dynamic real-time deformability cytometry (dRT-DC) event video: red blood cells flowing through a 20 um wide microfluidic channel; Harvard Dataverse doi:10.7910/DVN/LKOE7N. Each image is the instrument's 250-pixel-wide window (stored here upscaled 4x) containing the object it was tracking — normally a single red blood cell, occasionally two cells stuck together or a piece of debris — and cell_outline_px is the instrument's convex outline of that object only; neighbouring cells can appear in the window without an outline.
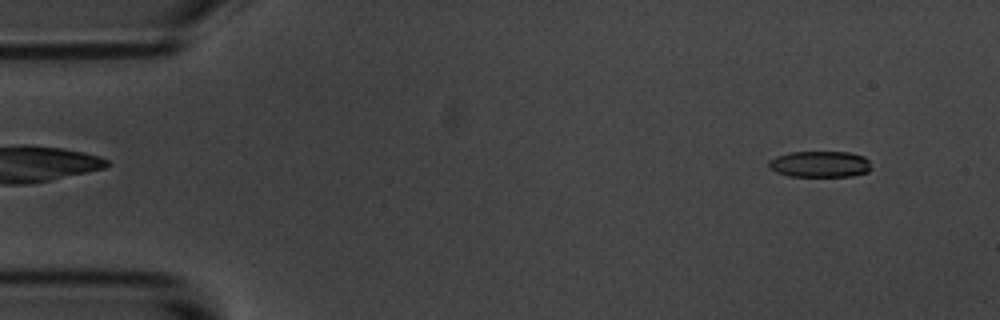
{"species": "common noctule bat (a hibernating species)", "species_latin": "Nyctalus noctula", "temperature_condition": "room temperature", "stored_images_in_passage": 4, "camera_frame_rate_fps": 3000, "um_per_image_px": 0.085, "animal": {"sex": "male", "body_mass_g": 20.1, "forearm_length_mm": 53.5}, "frame": {"image": 1, "passage_image": 1, "time_ms": 0.0, "image_size_px": [1000, 320], "cell_outline_px": [[872, 168], [868, 172], [852, 176], [788, 176], [776, 172], [768, 168], [768, 160], [776, 156], [788, 152], [848, 152], [864, 156], [868, 160]], "centroid_in_image_um": [69.67, 13.95], "position_along_channel_um": 15.3, "area_um2": 15.84}}
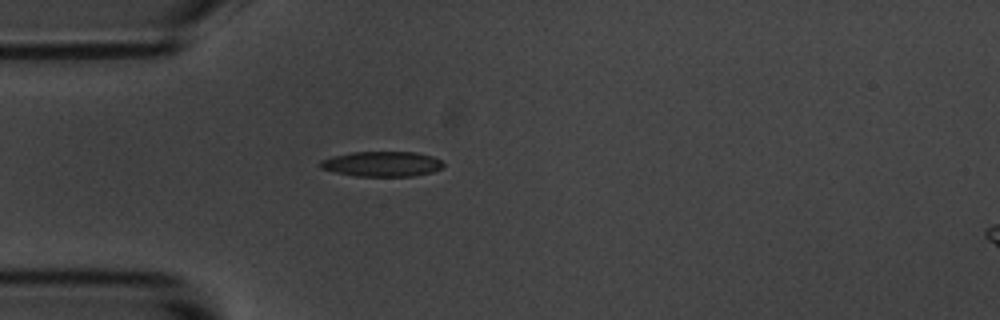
{"frame": {"image": 2, "passage_image": 4, "time_ms": 3.667, "image_size_px": [1000, 320], "cell_outline_px": [[444, 168], [432, 172], [412, 176], [356, 176], [336, 172], [320, 168], [316, 164], [320, 160], [332, 156], [352, 152], [416, 152], [432, 156], [440, 160], [444, 164]], "centroid_in_image_um": [32.45, 13.93], "position_along_channel_um": 52.6, "area_um2": 18.15}}